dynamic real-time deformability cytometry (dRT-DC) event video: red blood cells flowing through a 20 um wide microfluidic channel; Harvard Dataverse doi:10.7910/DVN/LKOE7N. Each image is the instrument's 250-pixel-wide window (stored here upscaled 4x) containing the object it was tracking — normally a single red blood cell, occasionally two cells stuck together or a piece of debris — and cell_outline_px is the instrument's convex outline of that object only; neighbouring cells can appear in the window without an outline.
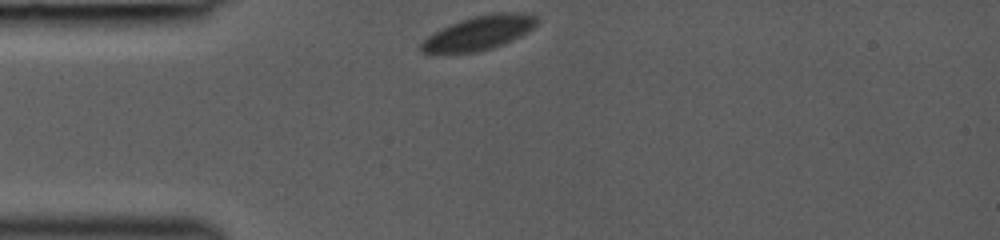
{"species": "common noctule bat (a hibernating species)", "species_latin": "Nyctalus noctula", "temperature_condition": "room temperature", "stored_images_in_passage": 56, "camera_frame_rate_fps": 3000, "um_per_image_px": 0.085, "animal": {"sex": "female", "body_mass_g": 19.0, "forearm_length_mm": 53.3}, "frame": {"image": 1, "passage_image": 1, "time_ms": 0.0, "image_size_px": [1000, 240], "cell_outline_px": [[536, 24], [528, 32], [504, 44], [492, 48], [476, 52], [420, 52], [420, 44], [428, 36], [460, 20], [472, 16], [492, 12], [516, 12], [536, 16]], "centroid_in_image_um": [40.75, 2.78], "position_along_channel_um": 44.3, "area_um2": 22.54}}
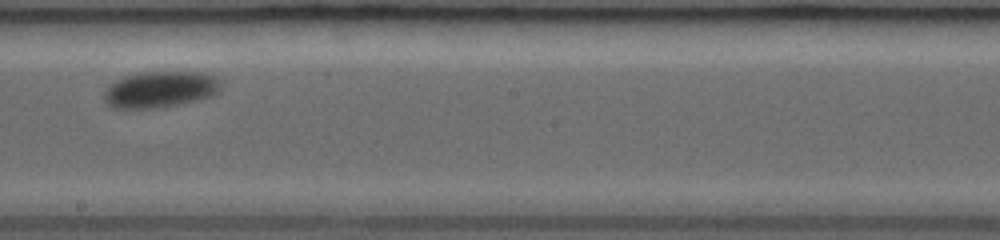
{"frame": {"image": 2, "passage_image": 30, "time_ms": 5.333, "image_size_px": [1000, 240], "cell_outline_px": [[220, 88], [212, 96], [196, 100], [156, 108], [112, 108], [104, 100], [104, 92], [116, 80], [124, 76], [140, 72], [204, 72], [216, 76], [220, 80]], "centroid_in_image_um": [13.62, 7.59], "position_along_channel_um": 234.6, "area_um2": 24.57}}
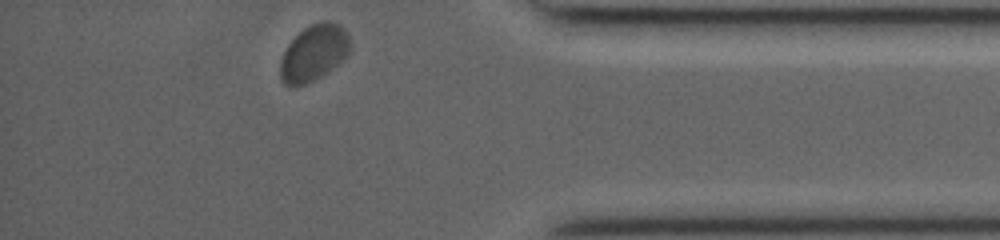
{"frame": {"image": 3, "passage_image": 55, "time_ms": 10.0, "image_size_px": [1000, 240], "cell_outline_px": [[352, 48], [348, 56], [344, 60], [328, 72], [304, 84], [292, 88], [284, 84], [280, 80], [280, 60], [288, 44], [304, 28], [312, 24], [324, 20], [328, 20], [340, 24], [348, 32], [352, 44]], "centroid_in_image_um": [26.72, 4.49], "position_along_channel_um": 408.5, "area_um2": 23.35}}